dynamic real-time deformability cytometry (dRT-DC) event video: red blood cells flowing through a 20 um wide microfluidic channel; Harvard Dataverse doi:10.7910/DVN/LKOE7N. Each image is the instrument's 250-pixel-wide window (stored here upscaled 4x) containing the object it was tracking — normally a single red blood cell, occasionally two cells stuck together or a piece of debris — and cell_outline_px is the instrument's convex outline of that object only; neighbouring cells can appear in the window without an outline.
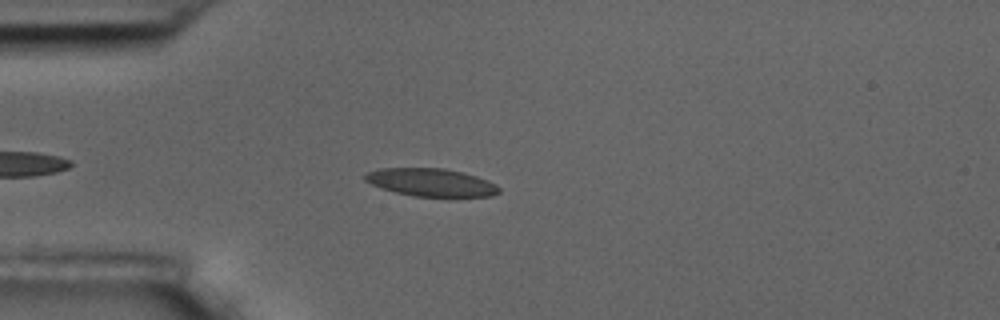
{"species": "common noctule bat (a hibernating species)", "species_latin": "Nyctalus noctula", "temperature_condition": "room temperature", "stored_images_in_passage": 41, "camera_frame_rate_fps": 3000, "um_per_image_px": 0.085, "animal": {"sex": "male", "body_mass_g": 17.5, "forearm_length_mm": 52.3}, "frame": {"image": 1, "passage_image": 3, "time_ms": 0.667, "image_size_px": [1000, 320], "cell_outline_px": [[500, 192], [492, 196], [448, 200], [412, 196], [396, 192], [372, 184], [364, 180], [364, 176], [368, 172], [380, 168], [444, 168], [464, 172], [488, 180], [496, 184], [500, 188]], "centroid_in_image_um": [36.76, 15.56], "position_along_channel_um": 48.2, "area_um2": 22.77}}
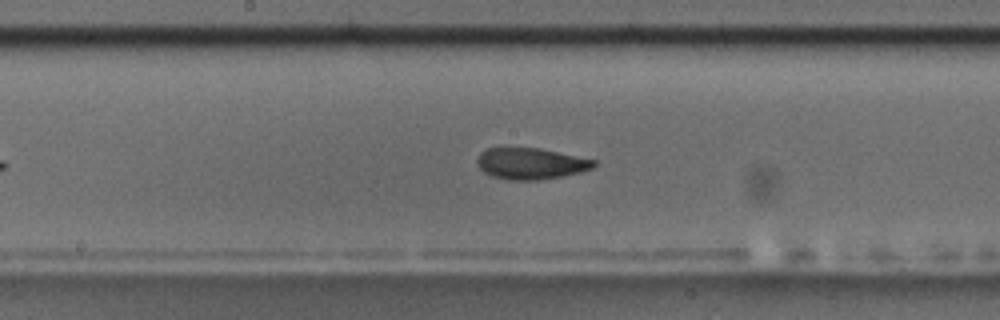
{"frame": {"image": 2, "passage_image": 17, "time_ms": 5.333, "image_size_px": [1000, 320], "cell_outline_px": [[596, 164], [592, 168], [580, 172], [560, 176], [536, 180], [508, 180], [492, 176], [484, 172], [476, 164], [476, 160], [480, 152], [488, 148], [540, 148], [596, 160]], "centroid_in_image_um": [45.08, 13.9], "position_along_channel_um": 203.1, "area_um2": 21.21}}
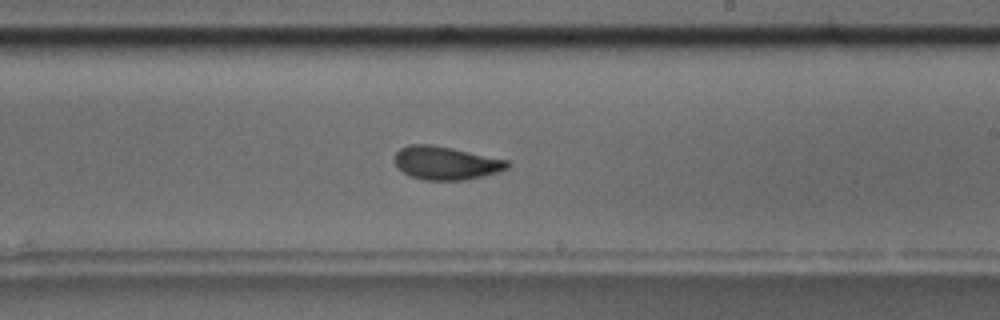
{"frame": {"image": 3, "passage_image": 21, "time_ms": 6.667, "image_size_px": [1000, 320], "cell_outline_px": [[512, 164], [508, 168], [484, 176], [464, 180], [424, 180], [408, 176], [396, 168], [392, 160], [392, 156], [400, 148], [408, 144], [432, 144], [452, 148], [508, 160]], "centroid_in_image_um": [37.83, 13.85], "position_along_channel_um": 251.2, "area_um2": 22.31}, "authors_computed_cell_mechanics": {"area_um2": 21.3282, "velocity_mm_per_s": 3.617, "shape_relaxation_time_tau1_ms": 4.5596, "shape_relaxation_time_tau2_ms": 1.8496, "deformation_change_tau1": 0.1408, "deformation_change_tau2": 0.0661}}